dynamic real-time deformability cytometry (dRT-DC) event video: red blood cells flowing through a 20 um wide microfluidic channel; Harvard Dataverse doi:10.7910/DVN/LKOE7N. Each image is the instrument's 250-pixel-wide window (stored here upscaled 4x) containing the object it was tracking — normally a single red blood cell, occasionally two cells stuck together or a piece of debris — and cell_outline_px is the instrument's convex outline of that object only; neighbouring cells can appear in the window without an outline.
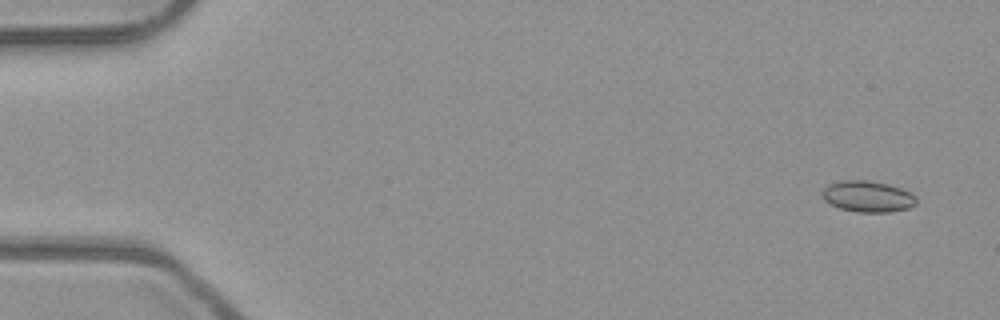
{"species": "common noctule bat (a hibernating species)", "species_latin": "Nyctalus noctula", "temperature_condition": "room temperature", "stored_images_in_passage": 6, "camera_frame_rate_fps": 3000, "um_per_image_px": 0.085, "animal": {"sex": "male", "body_mass_g": 23.1, "forearm_length_mm": 52.7}, "frame": {"image": 1, "passage_image": 1, "time_ms": 0.0, "image_size_px": [1000, 320], "cell_outline_px": [[916, 204], [908, 208], [888, 212], [856, 212], [840, 208], [824, 200], [820, 192], [828, 184], [840, 180], [868, 180], [888, 184], [912, 192], [916, 196]], "centroid_in_image_um": [73.75, 16.69], "position_along_channel_um": 11.3, "area_um2": 17.22}}
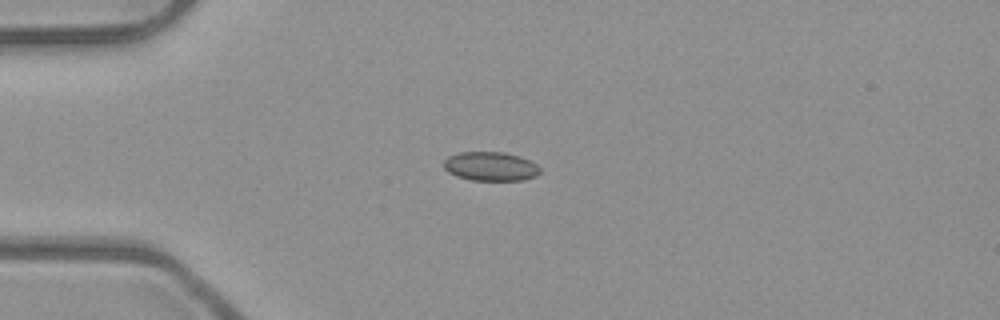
{"frame": {"image": 2, "passage_image": 4, "time_ms": 1.0, "image_size_px": [1000, 320], "cell_outline_px": [[540, 172], [536, 176], [524, 180], [472, 180], [456, 176], [448, 172], [444, 168], [444, 160], [448, 156], [460, 152], [504, 152], [520, 156], [536, 164], [540, 168]], "centroid_in_image_um": [41.7, 14.14], "position_along_channel_um": 43.3, "area_um2": 16.3}}
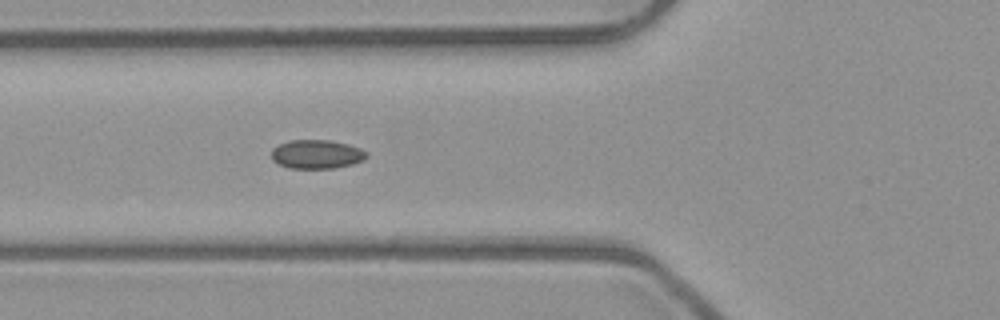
{"frame": {"image": 3, "passage_image": 6, "time_ms": 1.667, "image_size_px": [1000, 320], "cell_outline_px": [[368, 156], [364, 160], [352, 164], [332, 168], [288, 168], [272, 160], [272, 148], [288, 140], [328, 140], [348, 144], [360, 148], [368, 152]], "centroid_in_image_um": [26.93, 13.1], "position_along_channel_um": 98.9, "area_um2": 16.01}}